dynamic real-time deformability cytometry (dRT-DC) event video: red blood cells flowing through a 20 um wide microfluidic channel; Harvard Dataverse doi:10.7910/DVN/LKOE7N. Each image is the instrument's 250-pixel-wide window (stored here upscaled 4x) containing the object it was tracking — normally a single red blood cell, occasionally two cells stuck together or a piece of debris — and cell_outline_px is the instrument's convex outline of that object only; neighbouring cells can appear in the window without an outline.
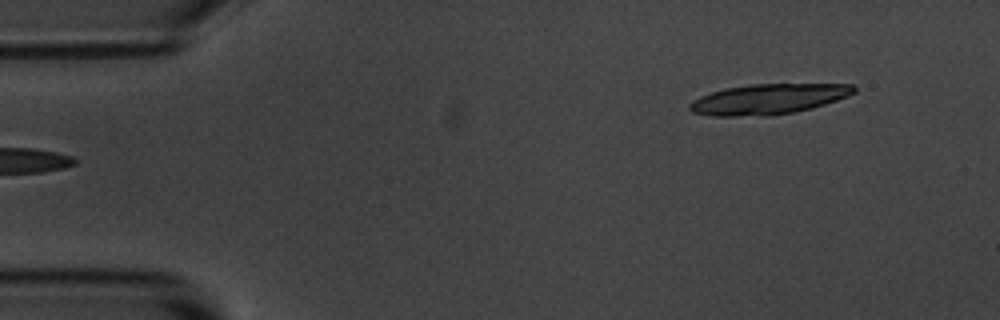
{"species": "common noctule bat (a hibernating species)", "species_latin": "Nyctalus noctula", "temperature_condition": "room temperature", "stored_images_in_passage": 5, "segment_of_instrument_passage": [2, 2], "camera_frame_rate_fps": 3000, "um_per_image_px": 0.085, "animal": {"sex": "male", "body_mass_g": 20.1, "forearm_length_mm": 53.5}, "frame": {"image": 1, "passage_image": 5, "time_ms": 4.333, "image_size_px": [1000, 320], "cell_outline_px": [[856, 92], [848, 96], [812, 108], [792, 112], [768, 116], [708, 116], [692, 112], [688, 108], [688, 104], [692, 100], [700, 96], [724, 88], [752, 84], [856, 84]], "centroid_in_image_um": [65.28, 8.42], "position_along_channel_um": 19.7, "area_um2": 29.19}}